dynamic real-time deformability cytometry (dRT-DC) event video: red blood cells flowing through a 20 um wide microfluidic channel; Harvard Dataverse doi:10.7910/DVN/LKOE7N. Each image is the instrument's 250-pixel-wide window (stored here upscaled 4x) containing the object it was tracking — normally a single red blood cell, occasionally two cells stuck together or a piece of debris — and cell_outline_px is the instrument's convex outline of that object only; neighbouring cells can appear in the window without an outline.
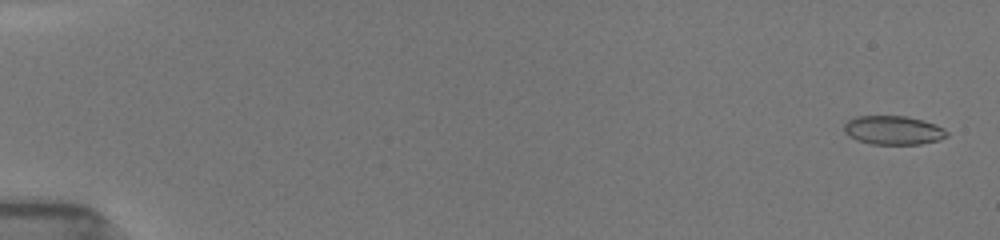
{"species": "common noctule bat (a hibernating species)", "species_latin": "Nyctalus noctula", "temperature_condition": "room temperature", "stored_images_in_passage": 70, "camera_frame_rate_fps": 3000, "um_per_image_px": 0.085, "animal": {"sex": "female", "body_mass_g": 19.5, "forearm_length_mm": 54.1}, "frame": {"image": 1, "passage_image": 2, "time_ms": 0.333, "image_size_px": [1000, 240], "cell_outline_px": [[948, 136], [940, 140], [920, 144], [872, 144], [856, 140], [848, 136], [844, 132], [844, 124], [848, 120], [856, 116], [904, 116], [936, 124], [944, 128], [948, 132]], "centroid_in_image_um": [75.92, 11.07], "position_along_channel_um": 9.1, "area_um2": 17.34}}
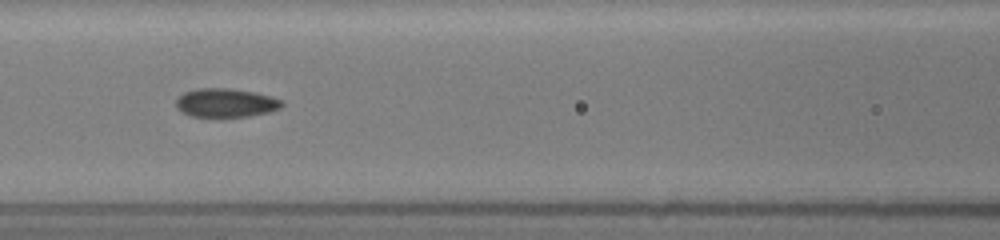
{"frame": {"image": 2, "passage_image": 26, "time_ms": 8.0, "image_size_px": [1000, 240], "cell_outline_px": [[284, 104], [280, 108], [268, 112], [248, 116], [192, 116], [180, 112], [176, 108], [176, 100], [184, 92], [196, 88], [228, 88], [256, 92], [272, 96], [284, 100]], "centroid_in_image_um": [19.2, 8.72], "position_along_channel_um": 147.4, "area_um2": 17.8}}
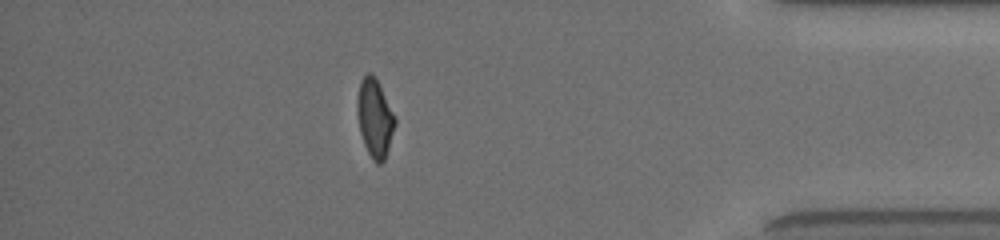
{"frame": {"image": 3, "passage_image": 60, "time_ms": 15.333, "image_size_px": [1000, 240], "cell_outline_px": [[396, 124], [384, 160], [380, 164], [376, 164], [372, 160], [364, 144], [360, 132], [356, 112], [356, 100], [360, 80], [368, 72], [372, 72], [376, 76], [396, 116]], "centroid_in_image_um": [31.85, 9.99], "position_along_channel_um": 403.4, "area_um2": 17.63}, "authors_computed_cell_mechanics": {"area_um2": 17.5134, "velocity_mm_per_s": 3.952, "shape_relaxation_time_tau1_ms": null, "shape_relaxation_time_tau2_ms": 1.213, "deformation_change_tau1": null, "deformation_change_tau2": 0.0537}}